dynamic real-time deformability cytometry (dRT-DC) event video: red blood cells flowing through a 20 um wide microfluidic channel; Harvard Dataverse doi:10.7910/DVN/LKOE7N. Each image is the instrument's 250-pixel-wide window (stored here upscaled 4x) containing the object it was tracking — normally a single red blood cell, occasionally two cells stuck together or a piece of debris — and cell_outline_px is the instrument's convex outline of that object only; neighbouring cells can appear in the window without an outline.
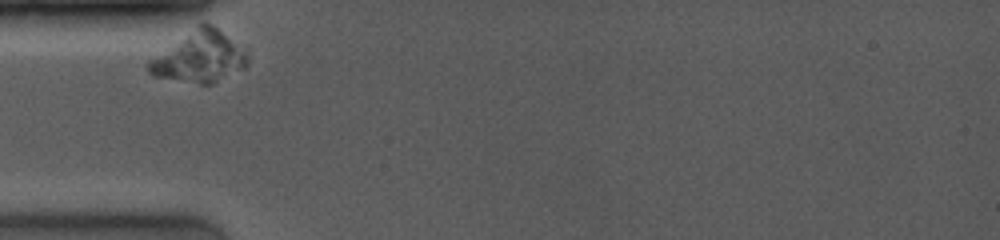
{"species": "common noctule bat (a hibernating species)", "species_latin": "Nyctalus noctula", "temperature_condition": "room temperature", "stored_images_in_passage": 9, "camera_frame_rate_fps": 4000, "um_per_image_px": 0.085, "animal": {"sex": "female", "body_mass_g": 19.0, "forearm_length_mm": 53.3}, "frame": {"image": 1, "passage_image": 1, "time_ms": 0.0, "image_size_px": [1000, 240], "cell_outline_px": [[248, 64], [244, 68], [212, 84], [200, 84], [152, 76], [148, 72], [148, 60], [204, 20], [212, 24], [244, 52], [248, 56]], "centroid_in_image_um": [16.91, 4.86], "position_along_channel_um": 68.1, "area_um2": 28.84}}
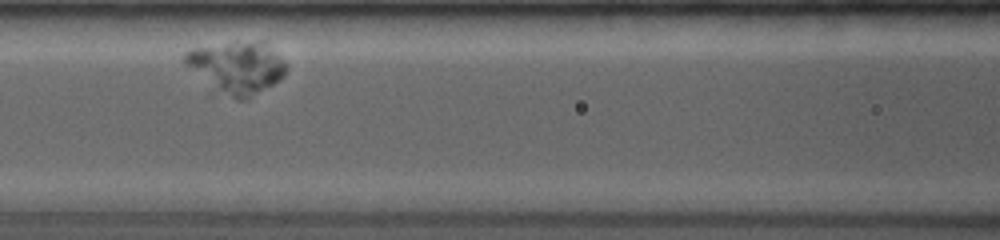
{"frame": {"image": 2, "passage_image": 3, "time_ms": 2.25, "image_size_px": [1000, 240], "cell_outline_px": [[288, 68], [284, 76], [280, 80], [244, 100], [236, 100], [184, 64], [184, 52], [192, 48], [264, 40]], "centroid_in_image_um": [20.19, 5.7], "position_along_channel_um": 146.4, "area_um2": 29.19}}
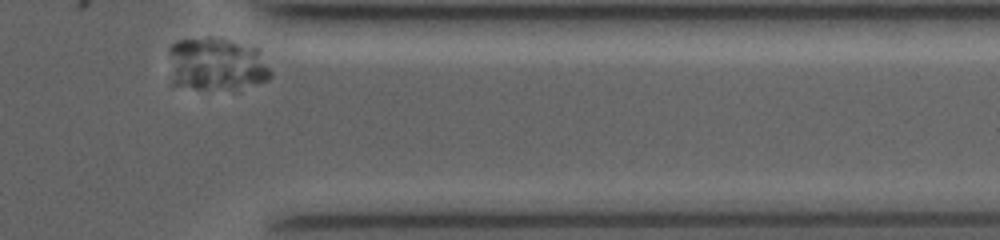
{"frame": {"image": 3, "passage_image": 9, "time_ms": 9.0, "image_size_px": [1000, 240], "cell_outline_px": [[272, 76], [268, 80], [240, 92], [196, 88], [172, 84], [168, 52], [168, 48], [176, 40], [208, 36], [256, 48], [272, 72]], "centroid_in_image_um": [18.39, 5.5], "position_along_channel_um": 393.0, "area_um2": 32.31}}